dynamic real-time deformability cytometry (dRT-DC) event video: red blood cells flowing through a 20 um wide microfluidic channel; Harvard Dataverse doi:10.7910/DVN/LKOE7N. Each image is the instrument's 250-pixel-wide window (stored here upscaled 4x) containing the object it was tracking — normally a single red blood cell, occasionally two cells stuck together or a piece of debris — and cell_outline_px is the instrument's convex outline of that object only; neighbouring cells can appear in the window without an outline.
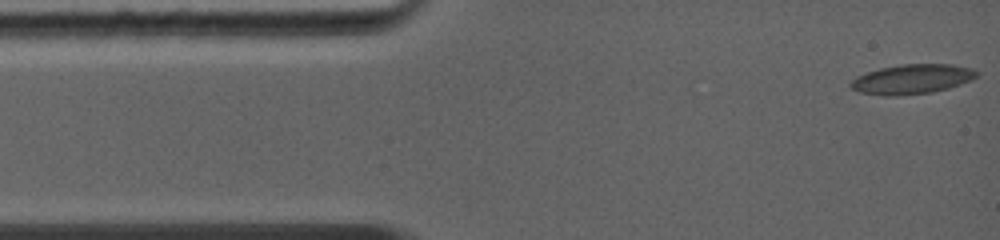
{"species": "common noctule bat (a hibernating species)", "species_latin": "Nyctalus noctula", "temperature_condition": "warm", "stored_images_in_passage": 26, "camera_frame_rate_fps": 5000, "um_per_image_px": 0.085, "animal": {"sex": "female", "body_mass_g": 19.0, "forearm_length_mm": 56.7}, "frame": {"image": 1, "passage_image": 1, "time_ms": 0.0, "image_size_px": [1000, 240], "cell_outline_px": [[980, 72], [976, 76], [960, 84], [948, 88], [932, 92], [892, 96], [884, 96], [860, 92], [852, 88], [848, 84], [856, 76], [880, 68], [900, 64], [952, 64], [972, 68]], "centroid_in_image_um": [77.5, 6.72], "position_along_channel_um": 7.5, "area_um2": 21.68}}
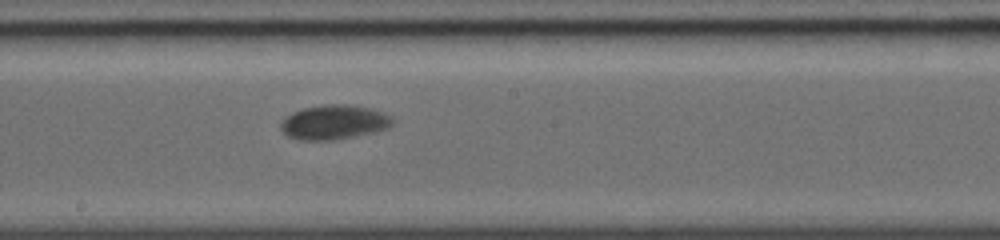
{"frame": {"image": 2, "passage_image": 13, "time_ms": 6.6, "image_size_px": [1000, 240], "cell_outline_px": [[396, 120], [388, 128], [372, 132], [332, 140], [300, 140], [288, 136], [280, 128], [280, 124], [292, 112], [304, 108], [332, 104], [344, 104], [368, 108], [384, 112], [392, 116]], "centroid_in_image_um": [28.42, 10.39], "position_along_channel_um": 219.8, "area_um2": 22.14}}
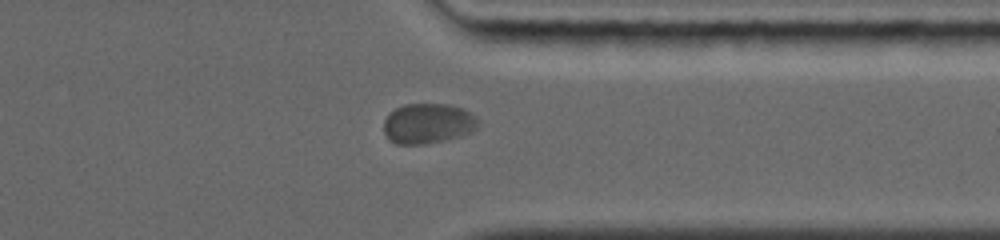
{"frame": {"image": 3, "passage_image": 22, "time_ms": 10.2, "image_size_px": [1000, 240], "cell_outline_px": [[480, 124], [472, 132], [448, 140], [424, 144], [396, 144], [388, 140], [384, 132], [384, 120], [396, 108], [404, 104], [452, 104], [464, 108], [476, 116], [480, 120]], "centroid_in_image_um": [36.42, 10.5], "position_along_channel_um": 375.0, "area_um2": 22.48}}